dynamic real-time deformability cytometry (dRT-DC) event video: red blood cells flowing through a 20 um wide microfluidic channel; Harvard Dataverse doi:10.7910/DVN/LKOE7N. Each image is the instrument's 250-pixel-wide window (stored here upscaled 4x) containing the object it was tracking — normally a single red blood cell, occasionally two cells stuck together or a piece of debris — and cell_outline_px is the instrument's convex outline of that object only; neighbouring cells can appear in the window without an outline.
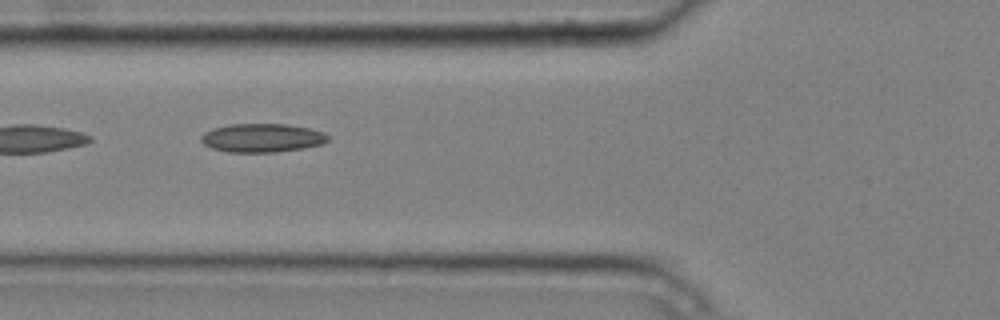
{"species": "common noctule bat (a hibernating species)", "species_latin": "Nyctalus noctula", "temperature_condition": "cold", "stored_images_in_passage": 7, "camera_frame_rate_fps": 3000, "um_per_image_px": 0.085, "animal": {"sex": "male", "body_mass_g": 20.4}, "frame": {"image": 1, "passage_image": 6, "time_ms": 1.667, "image_size_px": [1000, 320], "cell_outline_px": [[328, 140], [324, 144], [304, 148], [276, 152], [228, 152], [212, 148], [204, 144], [200, 140], [200, 136], [204, 132], [212, 128], [228, 124], [284, 124], [308, 128], [324, 132], [328, 136]], "centroid_in_image_um": [22.26, 11.72], "position_along_channel_um": 103.5, "area_um2": 21.27}}
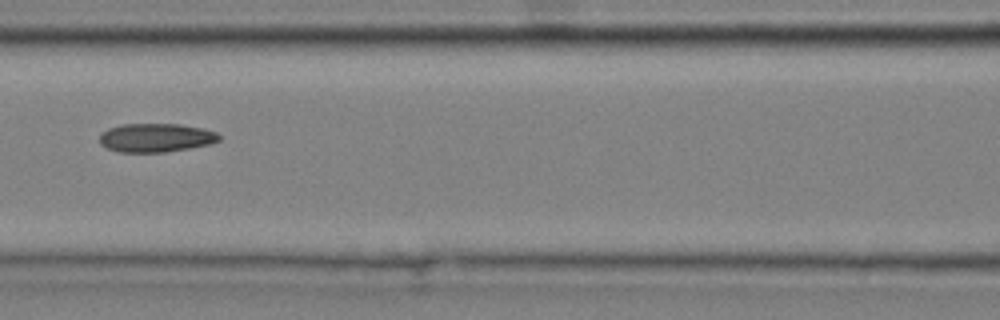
{"frame": {"image": 2, "passage_image": 7, "time_ms": 2.0, "image_size_px": [1000, 320], "cell_outline_px": [[220, 140], [208, 144], [188, 148], [164, 152], [120, 152], [108, 148], [100, 144], [100, 132], [108, 128], [124, 124], [180, 124], [204, 128], [216, 132], [220, 136]], "centroid_in_image_um": [13.24, 11.7], "position_along_channel_um": 153.4, "area_um2": 19.94}}